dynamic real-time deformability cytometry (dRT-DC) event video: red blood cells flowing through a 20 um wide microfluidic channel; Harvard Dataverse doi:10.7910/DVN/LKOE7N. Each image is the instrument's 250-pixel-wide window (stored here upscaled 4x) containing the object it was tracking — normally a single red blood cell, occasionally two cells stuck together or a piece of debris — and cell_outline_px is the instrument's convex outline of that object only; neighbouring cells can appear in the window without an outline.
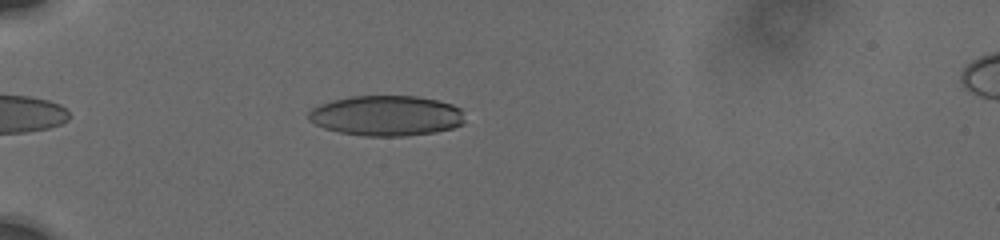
{"species": "human", "species_latin": "Homo sapiens", "temperature_condition": "cold", "stored_images_in_passage": 7, "camera_frame_rate_fps": 3000, "um_per_image_px": 0.085, "donor": {"sex": "male"}, "frame": {"image": 1, "passage_image": 4, "time_ms": 0.667, "image_size_px": [1000, 240], "cell_outline_px": [[464, 124], [452, 128], [436, 132], [408, 136], [364, 136], [340, 132], [324, 128], [308, 120], [308, 112], [312, 108], [320, 104], [332, 100], [352, 96], [416, 96], [436, 100], [452, 104], [460, 108], [464, 120]], "centroid_in_image_um": [32.84, 9.84], "position_along_channel_um": 52.2, "area_um2": 36.82}}